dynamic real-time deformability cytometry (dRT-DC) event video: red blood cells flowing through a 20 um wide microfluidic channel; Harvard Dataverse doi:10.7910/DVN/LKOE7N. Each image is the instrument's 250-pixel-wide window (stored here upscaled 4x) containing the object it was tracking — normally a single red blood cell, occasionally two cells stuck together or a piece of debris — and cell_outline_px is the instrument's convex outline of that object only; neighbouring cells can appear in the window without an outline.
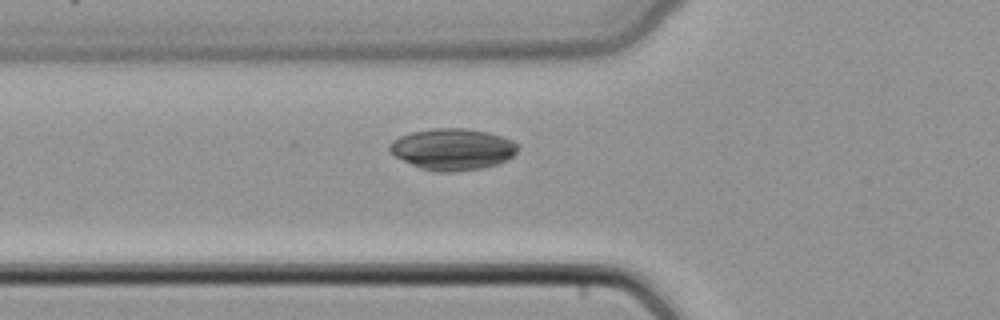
{"species": "common noctule bat (a hibernating species)", "species_latin": "Nyctalus noctula", "temperature_condition": "cold", "stored_images_in_passage": 34, "camera_frame_rate_fps": 3000, "um_per_image_px": 0.085, "animal": {"sex": "female", "body_mass_g": 22.7, "forearm_length_mm": 54.2}, "frame": {"image": 1, "passage_image": 6, "time_ms": 1.667, "image_size_px": [1000, 320], "cell_outline_px": [[520, 148], [508, 160], [484, 168], [456, 172], [436, 172], [420, 168], [388, 152], [388, 144], [392, 140], [400, 136], [412, 132], [432, 128], [464, 128], [488, 132], [512, 140]], "centroid_in_image_um": [38.46, 12.69], "position_along_channel_um": 87.3, "area_um2": 31.15}}
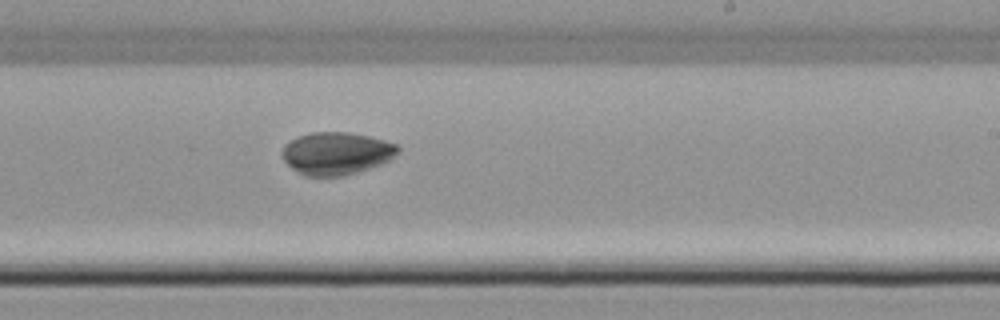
{"frame": {"image": 2, "passage_image": 18, "time_ms": 5.667, "image_size_px": [1000, 320], "cell_outline_px": [[400, 152], [388, 160], [380, 164], [344, 176], [304, 176], [292, 168], [280, 156], [280, 152], [284, 144], [300, 136], [312, 132], [348, 132], [368, 136], [384, 140], [396, 144], [400, 148]], "centroid_in_image_um": [28.57, 13.03], "position_along_channel_um": 260.4, "area_um2": 28.67}}
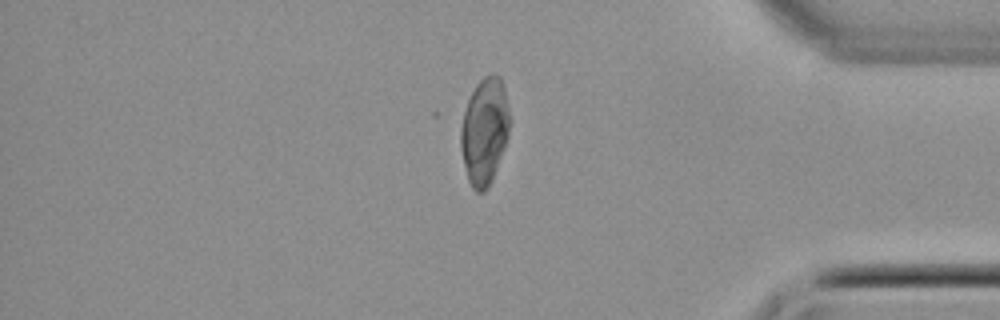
{"frame": {"image": 3, "passage_image": 29, "time_ms": 9.333, "image_size_px": [1000, 320], "cell_outline_px": [[512, 120], [508, 136], [504, 148], [492, 180], [488, 188], [484, 192], [476, 192], [472, 188], [468, 180], [460, 148], [460, 128], [464, 112], [468, 100], [476, 84], [484, 76], [492, 72], [496, 72], [500, 76], [504, 88]], "centroid_in_image_um": [41.2, 11.12], "position_along_channel_um": 394.0, "area_um2": 30.87}}